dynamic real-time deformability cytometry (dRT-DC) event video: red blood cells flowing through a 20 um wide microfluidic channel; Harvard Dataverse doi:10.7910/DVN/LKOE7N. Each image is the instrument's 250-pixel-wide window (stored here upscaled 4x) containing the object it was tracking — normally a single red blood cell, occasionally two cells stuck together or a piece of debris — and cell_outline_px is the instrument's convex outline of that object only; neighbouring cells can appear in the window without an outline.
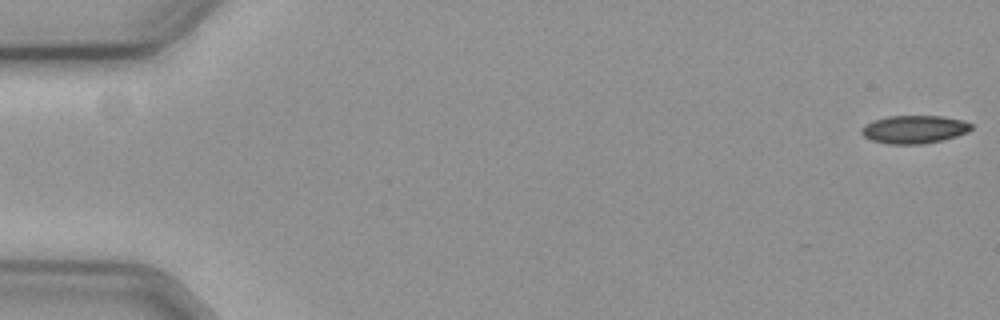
{"species": "common noctule bat (a hibernating species)", "species_latin": "Nyctalus noctula", "temperature_condition": "cold", "stored_images_in_passage": 45, "camera_frame_rate_fps": 3000, "um_per_image_px": 0.085, "animal": {"sex": "female", "body_mass_g": 19.3, "forearm_length_mm": 54.1}, "frame": {"image": 1, "passage_image": 1, "time_ms": 0.0, "image_size_px": [1000, 320], "cell_outline_px": [[972, 128], [968, 132], [956, 136], [940, 140], [920, 144], [888, 144], [872, 140], [864, 136], [860, 132], [860, 128], [864, 124], [888, 116], [940, 116], [964, 120], [972, 124]], "centroid_in_image_um": [77.7, 10.99], "position_along_channel_um": 7.3, "area_um2": 17.86}}
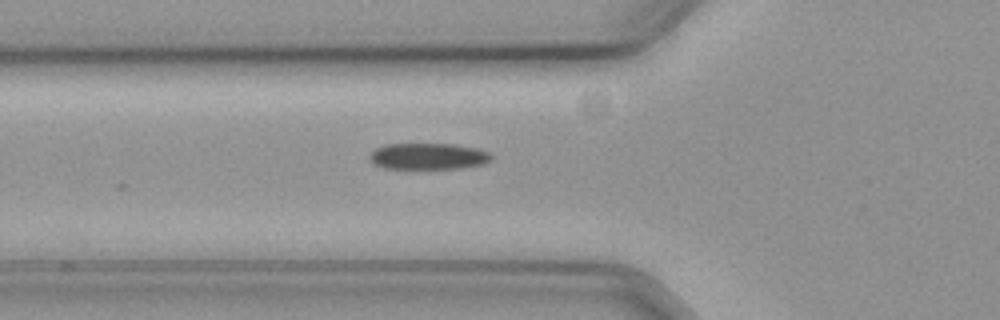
{"frame": {"image": 2, "passage_image": 21, "time_ms": 6.667, "image_size_px": [1000, 320], "cell_outline_px": [[492, 156], [484, 164], [460, 168], [384, 168], [376, 164], [368, 156], [376, 148], [384, 144], [452, 144], [476, 148], [488, 152]], "centroid_in_image_um": [36.39, 13.27], "position_along_channel_um": 89.4, "area_um2": 18.38}}
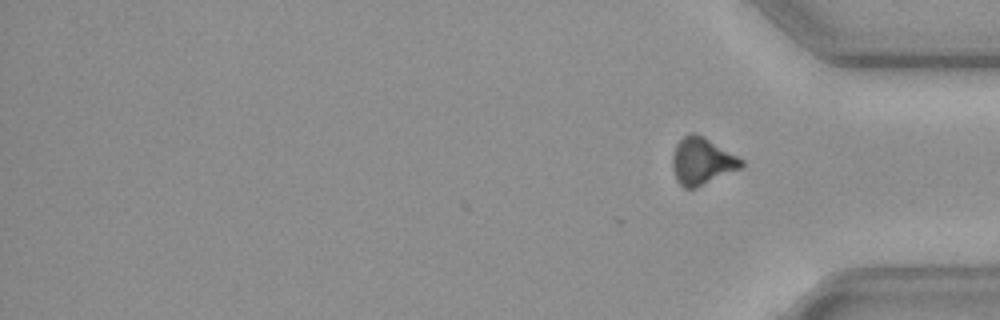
{"frame": {"image": 3, "passage_image": 45, "time_ms": 14.667, "image_size_px": [1000, 320], "cell_outline_px": [[744, 168], [696, 188], [684, 188], [676, 180], [672, 168], [672, 156], [676, 144], [684, 136], [692, 132], [704, 136], [744, 160]], "centroid_in_image_um": [59.69, 13.71], "position_along_channel_um": 375.5, "area_um2": 19.13}, "authors_computed_cell_mechanics": {"area_um2": 19.1318, "velocity_mm_per_s": 3.6237, "shape_relaxation_time_tau1_ms": 2.7738, "shape_relaxation_time_tau2_ms": null, "deformation_change_tau1": 0.0988, "deformation_change_tau2": null}}